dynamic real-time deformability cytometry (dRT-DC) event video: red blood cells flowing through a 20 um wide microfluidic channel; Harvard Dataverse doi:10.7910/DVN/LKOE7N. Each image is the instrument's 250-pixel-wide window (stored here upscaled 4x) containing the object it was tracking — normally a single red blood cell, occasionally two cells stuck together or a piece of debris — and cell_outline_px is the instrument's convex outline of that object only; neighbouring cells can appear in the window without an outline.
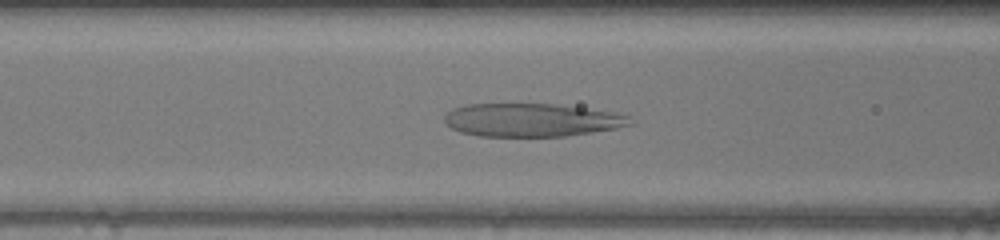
{"species": "human", "species_latin": "Homo sapiens", "temperature_condition": "warm", "stored_images_in_passage": 45, "camera_frame_rate_fps": 3000, "um_per_image_px": 0.085, "donor": {"sex": "female"}, "frame": {"image": 1, "passage_image": 17, "time_ms": 5.333, "image_size_px": [1000, 240], "cell_outline_px": [[636, 124], [616, 128], [592, 132], [564, 136], [480, 136], [460, 132], [452, 128], [444, 120], [444, 116], [452, 108], [468, 104], [552, 104], [616, 112], [628, 116]], "centroid_in_image_um": [45.21, 10.2], "position_along_channel_um": 121.4, "area_um2": 35.84}}
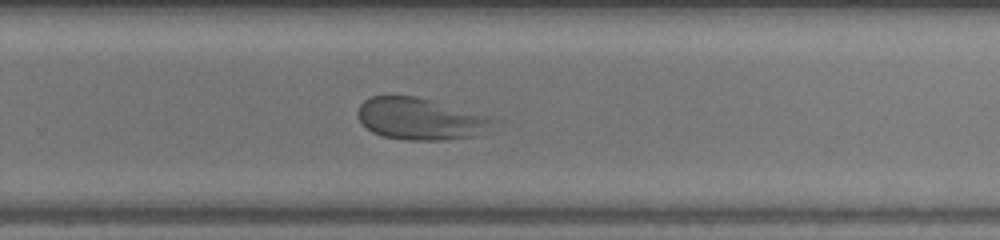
{"frame": {"image": 2, "passage_image": 29, "time_ms": 9.333, "image_size_px": [1000, 240], "cell_outline_px": [[504, 120], [472, 136], [448, 140], [408, 140], [380, 136], [372, 132], [360, 124], [356, 116], [356, 112], [360, 104], [368, 96], [416, 96], [432, 100]], "centroid_in_image_um": [35.7, 10.1], "position_along_channel_um": 294.1, "area_um2": 33.47}}
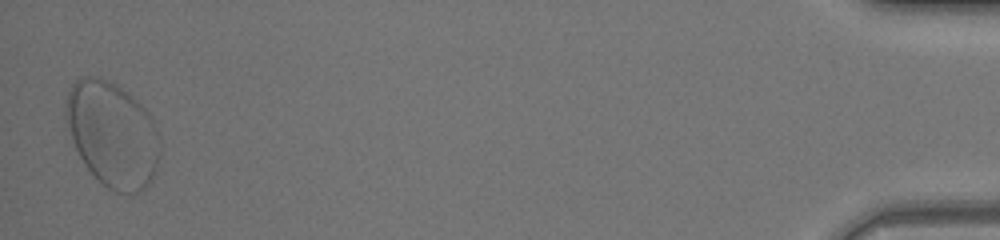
{"frame": {"image": 3, "passage_image": 45, "time_ms": 14.667, "image_size_px": [1000, 240], "cell_outline_px": [[160, 152], [156, 168], [152, 180], [144, 188], [136, 192], [116, 192], [108, 188], [84, 164], [72, 140], [64, 120], [64, 104], [68, 92], [72, 84], [80, 76], [100, 76], [116, 84], [128, 92], [148, 112], [156, 128], [160, 140]], "centroid_in_image_um": [9.53, 11.37], "position_along_channel_um": 425.7, "area_um2": 57.8}}